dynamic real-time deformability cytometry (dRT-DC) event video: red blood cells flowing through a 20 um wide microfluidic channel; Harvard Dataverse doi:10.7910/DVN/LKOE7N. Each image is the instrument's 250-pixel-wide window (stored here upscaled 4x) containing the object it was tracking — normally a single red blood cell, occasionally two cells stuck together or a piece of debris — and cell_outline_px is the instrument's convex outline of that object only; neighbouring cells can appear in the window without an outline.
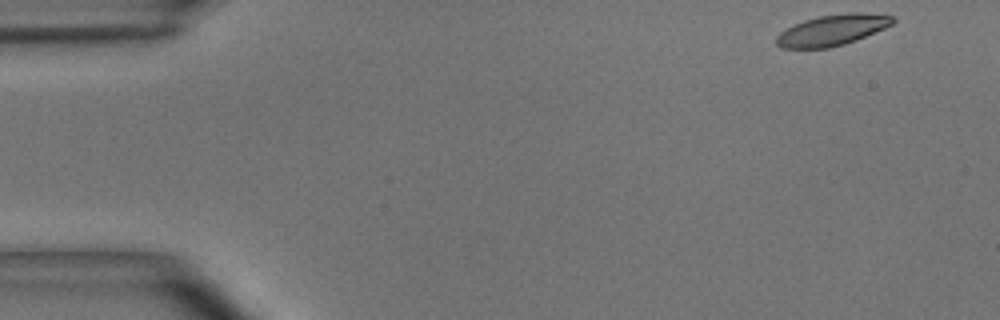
{"species": "common noctule bat (a hibernating species)", "species_latin": "Nyctalus noctula", "temperature_condition": "room temperature", "stored_images_in_passage": 3, "camera_frame_rate_fps": 3000, "um_per_image_px": 0.085, "animal": {"sex": "male", "body_mass_g": 15.6}, "frame": {"image": 1, "passage_image": 1, "time_ms": 0.0, "image_size_px": [1000, 320], "cell_outline_px": [[896, 20], [892, 24], [884, 28], [856, 40], [844, 44], [828, 48], [780, 48], [776, 44], [776, 36], [780, 32], [804, 20], [820, 16], [848, 12], [856, 12], [896, 16]], "centroid_in_image_um": [70.75, 2.56], "position_along_channel_um": 14.2, "area_um2": 20.81}}
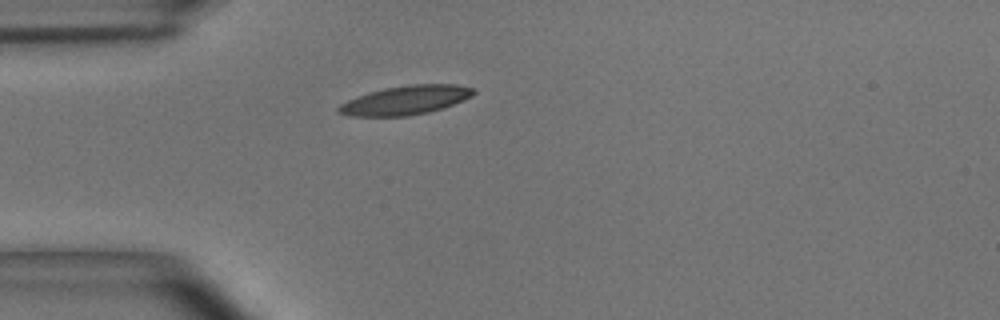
{"frame": {"image": 2, "passage_image": 3, "time_ms": 0.667, "image_size_px": [1000, 320], "cell_outline_px": [[476, 92], [472, 96], [464, 100], [444, 108], [428, 112], [408, 116], [352, 116], [336, 112], [336, 108], [340, 104], [348, 100], [368, 92], [384, 88], [412, 84], [456, 84], [472, 88]], "centroid_in_image_um": [34.47, 8.51], "position_along_channel_um": 50.5, "area_um2": 22.83}}